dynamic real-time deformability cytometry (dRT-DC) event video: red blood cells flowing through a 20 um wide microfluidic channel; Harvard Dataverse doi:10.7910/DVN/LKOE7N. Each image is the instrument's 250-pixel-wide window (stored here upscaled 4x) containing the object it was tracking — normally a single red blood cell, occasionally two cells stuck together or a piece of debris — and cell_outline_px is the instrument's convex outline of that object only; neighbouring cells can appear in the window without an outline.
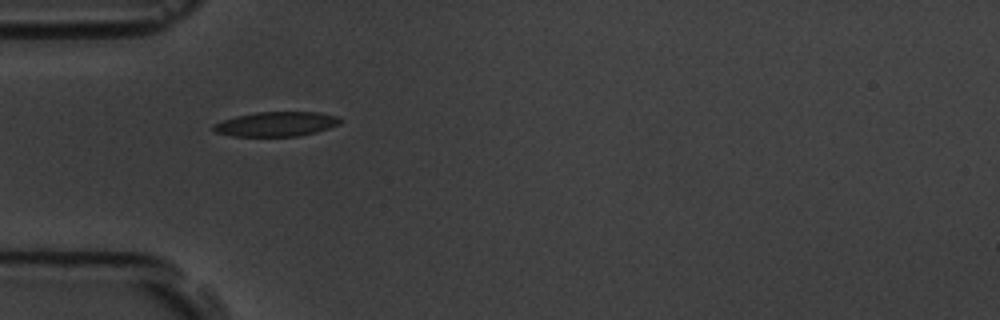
{"species": "common noctule bat (a hibernating species)", "species_latin": "Nyctalus noctula", "temperature_condition": "room temperature", "stored_images_in_passage": 2, "camera_frame_rate_fps": 3000, "um_per_image_px": 0.085, "animal": {"sex": "male", "body_mass_g": 19.5, "forearm_length_mm": 54.6}, "frame": {"image": 1, "passage_image": 1, "time_ms": 0.0, "image_size_px": [1000, 320], "cell_outline_px": [[340, 124], [316, 132], [296, 136], [232, 136], [216, 132], [212, 128], [212, 124], [236, 116], [256, 112], [320, 112], [336, 116], [340, 120]], "centroid_in_image_um": [23.46, 10.54], "position_along_channel_um": 61.5, "area_um2": 18.03}}
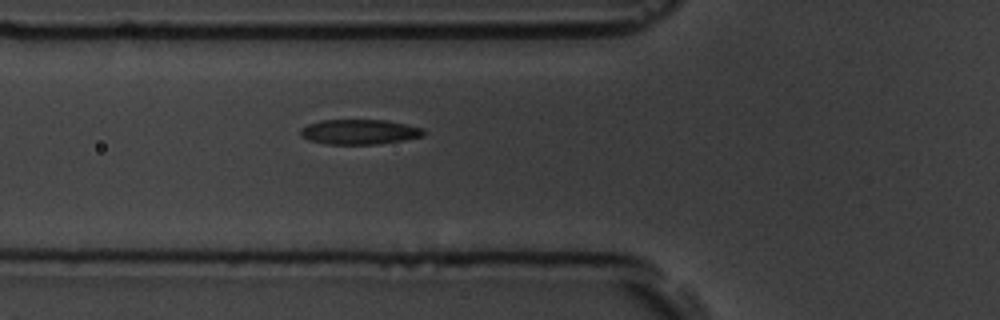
{"frame": {"image": 2, "passage_image": 2, "time_ms": 1.0, "image_size_px": [1000, 320], "cell_outline_px": [[428, 132], [424, 136], [404, 140], [376, 144], [328, 144], [308, 140], [300, 136], [300, 128], [308, 124], [320, 120], [384, 120], [408, 124], [424, 128]], "centroid_in_image_um": [30.58, 11.2], "position_along_channel_um": 95.2, "area_um2": 18.15}}